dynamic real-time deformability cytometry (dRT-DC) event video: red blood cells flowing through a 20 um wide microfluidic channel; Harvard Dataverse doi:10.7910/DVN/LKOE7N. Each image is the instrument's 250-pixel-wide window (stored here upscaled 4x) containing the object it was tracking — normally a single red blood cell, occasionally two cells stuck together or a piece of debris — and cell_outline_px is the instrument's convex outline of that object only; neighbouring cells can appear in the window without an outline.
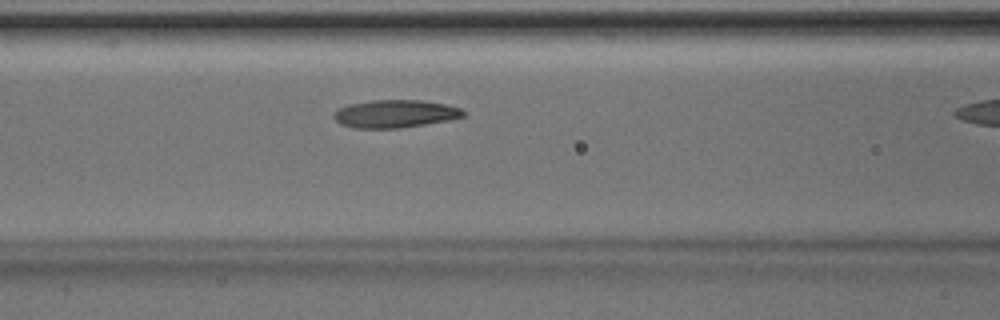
{"species": "Egyptian fruit bat (a non-hibernating species)", "species_latin": "Rousettus aegyptiacus", "temperature_condition": "room temperature", "stored_images_in_passage": 11, "camera_frame_rate_fps": 3000, "um_per_image_px": 0.085, "animal": {"sex": "male"}, "frame": {"image": 1, "passage_image": 10, "time_ms": 3.0, "image_size_px": [1000, 320], "cell_outline_px": [[464, 116], [448, 120], [400, 128], [352, 128], [340, 124], [332, 116], [332, 112], [348, 104], [372, 100], [420, 100], [444, 104], [460, 108], [464, 112]], "centroid_in_image_um": [33.52, 9.67], "position_along_channel_um": 133.1, "area_um2": 20.92}}